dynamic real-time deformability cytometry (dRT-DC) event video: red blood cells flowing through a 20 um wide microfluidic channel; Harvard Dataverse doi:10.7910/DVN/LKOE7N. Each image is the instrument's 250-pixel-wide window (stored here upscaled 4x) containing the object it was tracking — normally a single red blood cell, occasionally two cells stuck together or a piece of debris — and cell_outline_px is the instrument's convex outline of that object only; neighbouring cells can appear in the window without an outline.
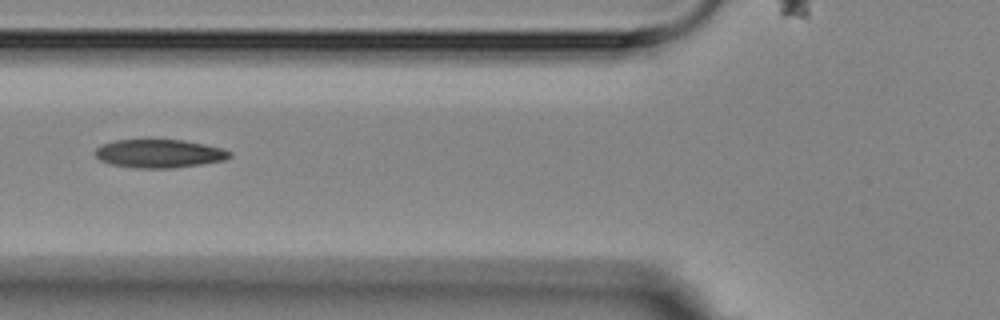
{"species": "Egyptian fruit bat (a non-hibernating species)", "species_latin": "Rousettus aegyptiacus", "temperature_condition": "room temperature", "stored_images_in_passage": 13, "camera_frame_rate_fps": 3000, "um_per_image_px": 0.085, "animal": {"sex": "female"}, "frame": {"image": 1, "passage_image": 3, "time_ms": 2.333, "image_size_px": [1000, 320], "cell_outline_px": [[232, 156], [224, 160], [200, 164], [172, 168], [136, 168], [108, 164], [100, 160], [96, 156], [96, 148], [104, 144], [116, 140], [148, 136], [184, 140], [224, 148], [232, 152]], "centroid_in_image_um": [13.52, 13.0], "position_along_channel_um": 112.3, "area_um2": 23.18}}
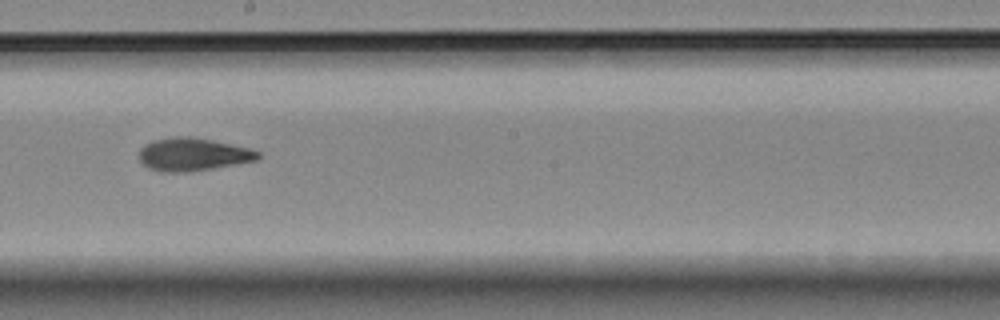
{"frame": {"image": 2, "passage_image": 6, "time_ms": 5.667, "image_size_px": [1000, 320], "cell_outline_px": [[260, 156], [256, 160], [212, 168], [188, 172], [164, 172], [148, 168], [140, 160], [140, 148], [144, 144], [152, 140], [172, 136], [192, 136], [212, 140], [248, 148], [260, 152]], "centroid_in_image_um": [16.35, 13.11], "position_along_channel_um": 231.8, "area_um2": 22.72}}
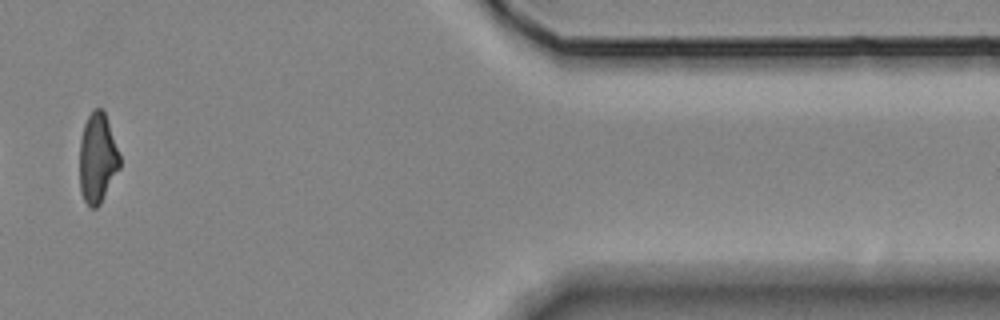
{"frame": {"image": 3, "passage_image": 11, "time_ms": 11.667, "image_size_px": [1000, 320], "cell_outline_px": [[120, 168], [100, 204], [96, 208], [92, 208], [84, 200], [80, 192], [80, 140], [84, 124], [88, 116], [96, 108], [100, 108], [104, 112], [120, 156]], "centroid_in_image_um": [8.28, 13.48], "position_along_channel_um": 403.1, "area_um2": 20.75}, "authors_computed_cell_mechanics": {"area_um2": 22.5998, "velocity_mm_per_s": 3.5815, "shape_relaxation_time_tau1_ms": 8.9363, "shape_relaxation_time_tau2_ms": 2.2424, "deformation_change_tau1": 0.1889, "deformation_change_tau2": 0.0766}}